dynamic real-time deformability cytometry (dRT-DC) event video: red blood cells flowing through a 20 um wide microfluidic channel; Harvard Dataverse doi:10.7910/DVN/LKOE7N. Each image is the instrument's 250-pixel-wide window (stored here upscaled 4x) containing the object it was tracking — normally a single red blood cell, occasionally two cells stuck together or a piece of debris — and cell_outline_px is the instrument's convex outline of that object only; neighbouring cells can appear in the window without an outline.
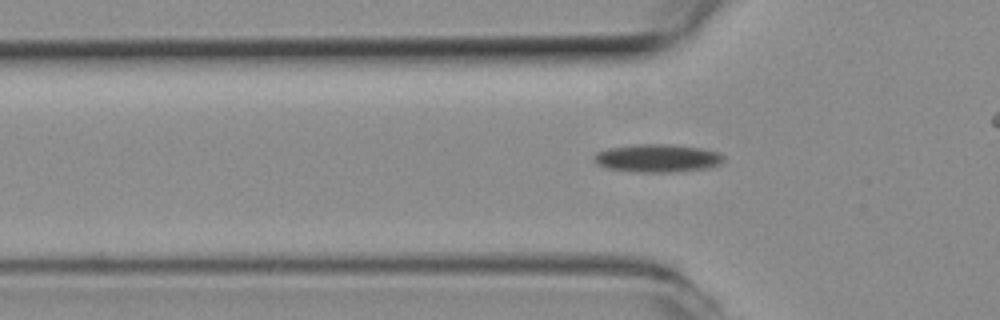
{"species": "common noctule bat (a hibernating species)", "species_latin": "Nyctalus noctula", "temperature_condition": "room temperature", "stored_images_in_passage": 54, "camera_frame_rate_fps": 3000, "um_per_image_px": 0.085, "animal": {"sex": "female", "body_mass_g": 19.3, "forearm_length_mm": 54.1}, "frame": {"image": 1, "passage_image": 16, "time_ms": 5.0, "image_size_px": [1000, 320], "cell_outline_px": [[724, 160], [720, 164], [712, 168], [676, 172], [636, 172], [608, 168], [596, 164], [592, 160], [592, 156], [596, 152], [608, 148], [632, 144], [668, 144], [704, 148], [716, 152], [724, 156]], "centroid_in_image_um": [55.87, 13.44], "position_along_channel_um": 69.9, "area_um2": 21.56}}
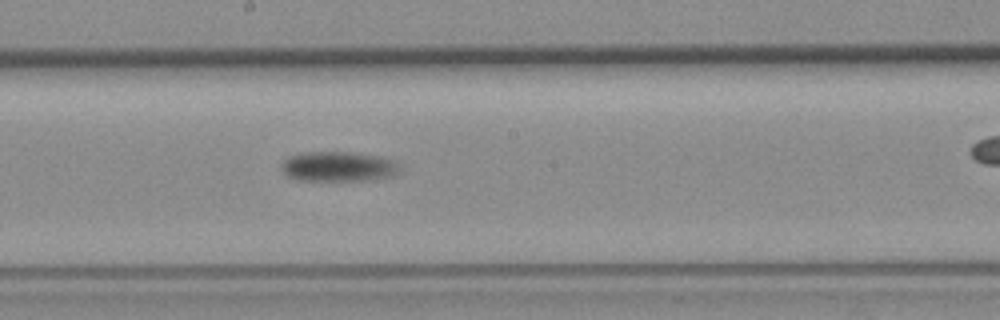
{"frame": {"image": 2, "passage_image": 28, "time_ms": 9.0, "image_size_px": [1000, 320], "cell_outline_px": [[400, 172], [392, 176], [368, 180], [296, 180], [288, 176], [280, 168], [284, 160], [288, 156], [304, 152], [348, 152], [380, 156], [396, 160], [400, 168]], "centroid_in_image_um": [28.78, 14.15], "position_along_channel_um": 219.4, "area_um2": 20.75}}
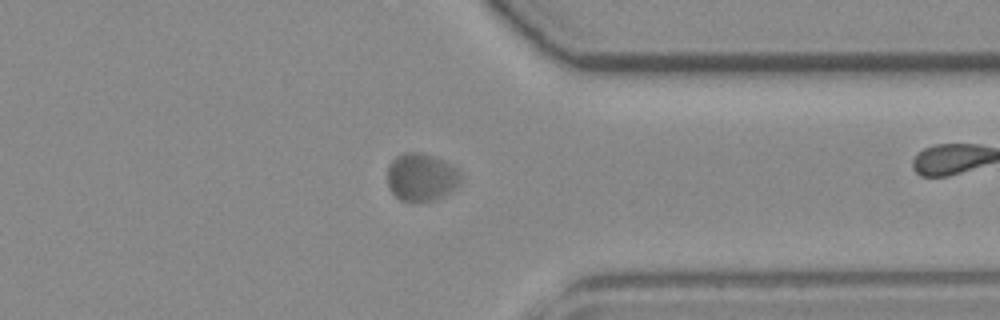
{"frame": {"image": 3, "passage_image": 41, "time_ms": 13.333, "image_size_px": [1000, 320], "cell_outline_px": [[460, 184], [456, 188], [444, 196], [432, 200], [416, 204], [412, 204], [400, 200], [388, 188], [388, 168], [392, 160], [396, 156], [404, 152], [420, 152], [444, 160], [452, 164], [460, 172]], "centroid_in_image_um": [35.81, 15.09], "position_along_channel_um": 375.6, "area_um2": 20.87}, "authors_computed_cell_mechanics": {"area_um2": 20.8658, "velocity_mm_per_s": 3.736, "shape_relaxation_time_tau1_ms": 5.922, "shape_relaxation_time_tau2_ms": null, "deformation_change_tau1": 0.1132, "deformation_change_tau2": null}}